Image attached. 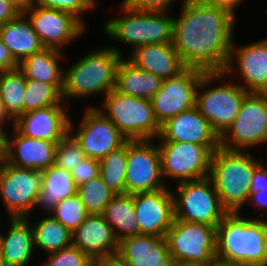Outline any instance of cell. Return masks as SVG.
Returning <instances> with one entry per match:
<instances>
[{"label": "cell", "mask_w": 267, "mask_h": 266, "mask_svg": "<svg viewBox=\"0 0 267 266\" xmlns=\"http://www.w3.org/2000/svg\"><path fill=\"white\" fill-rule=\"evenodd\" d=\"M246 266H267V264H265V265H246Z\"/></svg>", "instance_id": "11a10c76"}, {"label": "cell", "mask_w": 267, "mask_h": 266, "mask_svg": "<svg viewBox=\"0 0 267 266\" xmlns=\"http://www.w3.org/2000/svg\"><path fill=\"white\" fill-rule=\"evenodd\" d=\"M264 160L249 151L217 148L211 158L210 174L222 206L228 212H241L250 197L255 169Z\"/></svg>", "instance_id": "277c9868"}, {"label": "cell", "mask_w": 267, "mask_h": 266, "mask_svg": "<svg viewBox=\"0 0 267 266\" xmlns=\"http://www.w3.org/2000/svg\"><path fill=\"white\" fill-rule=\"evenodd\" d=\"M228 212L216 227V259L235 266L267 264V219Z\"/></svg>", "instance_id": "7a4b0ae2"}, {"label": "cell", "mask_w": 267, "mask_h": 266, "mask_svg": "<svg viewBox=\"0 0 267 266\" xmlns=\"http://www.w3.org/2000/svg\"><path fill=\"white\" fill-rule=\"evenodd\" d=\"M235 42L234 38L224 73L248 92L267 93V38L242 45Z\"/></svg>", "instance_id": "e0dca14e"}, {"label": "cell", "mask_w": 267, "mask_h": 266, "mask_svg": "<svg viewBox=\"0 0 267 266\" xmlns=\"http://www.w3.org/2000/svg\"><path fill=\"white\" fill-rule=\"evenodd\" d=\"M6 2H11L21 13L26 5L21 0H1Z\"/></svg>", "instance_id": "f907efd6"}, {"label": "cell", "mask_w": 267, "mask_h": 266, "mask_svg": "<svg viewBox=\"0 0 267 266\" xmlns=\"http://www.w3.org/2000/svg\"><path fill=\"white\" fill-rule=\"evenodd\" d=\"M24 113L53 105H67L61 92L53 85L34 79H26Z\"/></svg>", "instance_id": "836d02e7"}, {"label": "cell", "mask_w": 267, "mask_h": 266, "mask_svg": "<svg viewBox=\"0 0 267 266\" xmlns=\"http://www.w3.org/2000/svg\"><path fill=\"white\" fill-rule=\"evenodd\" d=\"M166 240L173 264L206 266L216 260V227L174 219Z\"/></svg>", "instance_id": "ba28073f"}, {"label": "cell", "mask_w": 267, "mask_h": 266, "mask_svg": "<svg viewBox=\"0 0 267 266\" xmlns=\"http://www.w3.org/2000/svg\"><path fill=\"white\" fill-rule=\"evenodd\" d=\"M174 17L173 46L185 67L225 72L234 40L236 16L200 0H188Z\"/></svg>", "instance_id": "6da1fadb"}, {"label": "cell", "mask_w": 267, "mask_h": 266, "mask_svg": "<svg viewBox=\"0 0 267 266\" xmlns=\"http://www.w3.org/2000/svg\"><path fill=\"white\" fill-rule=\"evenodd\" d=\"M85 157L76 138L68 132L57 143L54 164L71 172Z\"/></svg>", "instance_id": "8d00e7d4"}, {"label": "cell", "mask_w": 267, "mask_h": 266, "mask_svg": "<svg viewBox=\"0 0 267 266\" xmlns=\"http://www.w3.org/2000/svg\"><path fill=\"white\" fill-rule=\"evenodd\" d=\"M172 186L153 192L133 194L139 235L166 237L174 220Z\"/></svg>", "instance_id": "ac0fdd59"}, {"label": "cell", "mask_w": 267, "mask_h": 266, "mask_svg": "<svg viewBox=\"0 0 267 266\" xmlns=\"http://www.w3.org/2000/svg\"><path fill=\"white\" fill-rule=\"evenodd\" d=\"M250 205H252L254 208H259L261 210H263L264 213H260L258 216H262L263 219V214L264 217L266 216L265 214L267 213V192L264 191H258V192H254V193H250V197L248 202Z\"/></svg>", "instance_id": "f6af8a7d"}, {"label": "cell", "mask_w": 267, "mask_h": 266, "mask_svg": "<svg viewBox=\"0 0 267 266\" xmlns=\"http://www.w3.org/2000/svg\"><path fill=\"white\" fill-rule=\"evenodd\" d=\"M26 78L18 67L0 71V99L8 117L14 122L24 113Z\"/></svg>", "instance_id": "1f68e13d"}, {"label": "cell", "mask_w": 267, "mask_h": 266, "mask_svg": "<svg viewBox=\"0 0 267 266\" xmlns=\"http://www.w3.org/2000/svg\"><path fill=\"white\" fill-rule=\"evenodd\" d=\"M42 189V171L5 164L0 169V199L7 218H27L34 213Z\"/></svg>", "instance_id": "5bb4252c"}, {"label": "cell", "mask_w": 267, "mask_h": 266, "mask_svg": "<svg viewBox=\"0 0 267 266\" xmlns=\"http://www.w3.org/2000/svg\"><path fill=\"white\" fill-rule=\"evenodd\" d=\"M0 266H6L3 258V253L1 249V243H0Z\"/></svg>", "instance_id": "f5cc1de1"}, {"label": "cell", "mask_w": 267, "mask_h": 266, "mask_svg": "<svg viewBox=\"0 0 267 266\" xmlns=\"http://www.w3.org/2000/svg\"><path fill=\"white\" fill-rule=\"evenodd\" d=\"M20 13L11 2L0 0V25L15 19Z\"/></svg>", "instance_id": "ee69618b"}, {"label": "cell", "mask_w": 267, "mask_h": 266, "mask_svg": "<svg viewBox=\"0 0 267 266\" xmlns=\"http://www.w3.org/2000/svg\"><path fill=\"white\" fill-rule=\"evenodd\" d=\"M23 13L29 19L44 48L62 51L70 42L73 43L82 37L86 30L76 17L58 9L28 4Z\"/></svg>", "instance_id": "9a60e30c"}, {"label": "cell", "mask_w": 267, "mask_h": 266, "mask_svg": "<svg viewBox=\"0 0 267 266\" xmlns=\"http://www.w3.org/2000/svg\"><path fill=\"white\" fill-rule=\"evenodd\" d=\"M175 189L174 219L217 227L228 213L209 176L177 183Z\"/></svg>", "instance_id": "9c48e42d"}, {"label": "cell", "mask_w": 267, "mask_h": 266, "mask_svg": "<svg viewBox=\"0 0 267 266\" xmlns=\"http://www.w3.org/2000/svg\"><path fill=\"white\" fill-rule=\"evenodd\" d=\"M119 47L108 45L90 51L64 69L62 100L83 99L99 95L103 98L115 88L116 71L124 53Z\"/></svg>", "instance_id": "3957f363"}, {"label": "cell", "mask_w": 267, "mask_h": 266, "mask_svg": "<svg viewBox=\"0 0 267 266\" xmlns=\"http://www.w3.org/2000/svg\"><path fill=\"white\" fill-rule=\"evenodd\" d=\"M127 142L99 160V176L115 194H126Z\"/></svg>", "instance_id": "d6a6232c"}, {"label": "cell", "mask_w": 267, "mask_h": 266, "mask_svg": "<svg viewBox=\"0 0 267 266\" xmlns=\"http://www.w3.org/2000/svg\"><path fill=\"white\" fill-rule=\"evenodd\" d=\"M156 141L220 145V137L196 106L168 119L161 125Z\"/></svg>", "instance_id": "ffe728a7"}, {"label": "cell", "mask_w": 267, "mask_h": 266, "mask_svg": "<svg viewBox=\"0 0 267 266\" xmlns=\"http://www.w3.org/2000/svg\"><path fill=\"white\" fill-rule=\"evenodd\" d=\"M206 72L186 67L178 75L164 79L160 89L151 98L157 122L168 119L196 106L199 82Z\"/></svg>", "instance_id": "2e32d148"}, {"label": "cell", "mask_w": 267, "mask_h": 266, "mask_svg": "<svg viewBox=\"0 0 267 266\" xmlns=\"http://www.w3.org/2000/svg\"><path fill=\"white\" fill-rule=\"evenodd\" d=\"M0 38L19 64L44 48L23 12L15 19L0 25Z\"/></svg>", "instance_id": "4316f807"}, {"label": "cell", "mask_w": 267, "mask_h": 266, "mask_svg": "<svg viewBox=\"0 0 267 266\" xmlns=\"http://www.w3.org/2000/svg\"><path fill=\"white\" fill-rule=\"evenodd\" d=\"M121 15L102 25V32L113 41L133 50L148 44L173 43L174 16L167 12H139L120 3Z\"/></svg>", "instance_id": "5b68a950"}, {"label": "cell", "mask_w": 267, "mask_h": 266, "mask_svg": "<svg viewBox=\"0 0 267 266\" xmlns=\"http://www.w3.org/2000/svg\"><path fill=\"white\" fill-rule=\"evenodd\" d=\"M126 58L123 55L117 66L115 89L129 96L151 100L160 89L163 80Z\"/></svg>", "instance_id": "484cf974"}, {"label": "cell", "mask_w": 267, "mask_h": 266, "mask_svg": "<svg viewBox=\"0 0 267 266\" xmlns=\"http://www.w3.org/2000/svg\"><path fill=\"white\" fill-rule=\"evenodd\" d=\"M100 110L127 140L157 139L161 125L157 122L151 100L141 99L112 89L102 100Z\"/></svg>", "instance_id": "52a82bcc"}, {"label": "cell", "mask_w": 267, "mask_h": 266, "mask_svg": "<svg viewBox=\"0 0 267 266\" xmlns=\"http://www.w3.org/2000/svg\"><path fill=\"white\" fill-rule=\"evenodd\" d=\"M45 216L35 223L31 216L26 218L32 227L35 251L41 250L47 255L71 246L72 233L50 214Z\"/></svg>", "instance_id": "4dcf8cb0"}, {"label": "cell", "mask_w": 267, "mask_h": 266, "mask_svg": "<svg viewBox=\"0 0 267 266\" xmlns=\"http://www.w3.org/2000/svg\"><path fill=\"white\" fill-rule=\"evenodd\" d=\"M9 122L12 123V125H10L12 127L13 126V121L5 113V110L3 108L2 101L0 99V128L1 129H7L6 125L9 126L8 125Z\"/></svg>", "instance_id": "681fc988"}, {"label": "cell", "mask_w": 267, "mask_h": 266, "mask_svg": "<svg viewBox=\"0 0 267 266\" xmlns=\"http://www.w3.org/2000/svg\"><path fill=\"white\" fill-rule=\"evenodd\" d=\"M72 245L94 260L116 255L119 241L102 215L90 214L72 232Z\"/></svg>", "instance_id": "7402d4cb"}, {"label": "cell", "mask_w": 267, "mask_h": 266, "mask_svg": "<svg viewBox=\"0 0 267 266\" xmlns=\"http://www.w3.org/2000/svg\"><path fill=\"white\" fill-rule=\"evenodd\" d=\"M46 257L48 259H46ZM40 266H92L93 260L73 245L47 254Z\"/></svg>", "instance_id": "74e56055"}, {"label": "cell", "mask_w": 267, "mask_h": 266, "mask_svg": "<svg viewBox=\"0 0 267 266\" xmlns=\"http://www.w3.org/2000/svg\"><path fill=\"white\" fill-rule=\"evenodd\" d=\"M206 266H235V265L225 263V262H222L216 259L211 264L206 265Z\"/></svg>", "instance_id": "816d5d0a"}, {"label": "cell", "mask_w": 267, "mask_h": 266, "mask_svg": "<svg viewBox=\"0 0 267 266\" xmlns=\"http://www.w3.org/2000/svg\"><path fill=\"white\" fill-rule=\"evenodd\" d=\"M161 155L162 176L180 183L208 177L213 152L220 145L157 141Z\"/></svg>", "instance_id": "8fae6325"}, {"label": "cell", "mask_w": 267, "mask_h": 266, "mask_svg": "<svg viewBox=\"0 0 267 266\" xmlns=\"http://www.w3.org/2000/svg\"><path fill=\"white\" fill-rule=\"evenodd\" d=\"M215 83L217 86H213ZM248 93L224 72L205 73L197 89L196 107L221 137L232 125Z\"/></svg>", "instance_id": "8992f818"}, {"label": "cell", "mask_w": 267, "mask_h": 266, "mask_svg": "<svg viewBox=\"0 0 267 266\" xmlns=\"http://www.w3.org/2000/svg\"><path fill=\"white\" fill-rule=\"evenodd\" d=\"M8 134V164L44 170L54 164L57 143L22 135L14 126Z\"/></svg>", "instance_id": "44dd1931"}, {"label": "cell", "mask_w": 267, "mask_h": 266, "mask_svg": "<svg viewBox=\"0 0 267 266\" xmlns=\"http://www.w3.org/2000/svg\"><path fill=\"white\" fill-rule=\"evenodd\" d=\"M8 232H0L6 266H30L35 253L33 231L26 218H8Z\"/></svg>", "instance_id": "d4e9b609"}, {"label": "cell", "mask_w": 267, "mask_h": 266, "mask_svg": "<svg viewBox=\"0 0 267 266\" xmlns=\"http://www.w3.org/2000/svg\"><path fill=\"white\" fill-rule=\"evenodd\" d=\"M19 67V63L14 59L10 49L0 38V71L12 70Z\"/></svg>", "instance_id": "7bdbcfd3"}, {"label": "cell", "mask_w": 267, "mask_h": 266, "mask_svg": "<svg viewBox=\"0 0 267 266\" xmlns=\"http://www.w3.org/2000/svg\"><path fill=\"white\" fill-rule=\"evenodd\" d=\"M128 266H172L166 237L136 235L119 241L117 253Z\"/></svg>", "instance_id": "603a6c76"}, {"label": "cell", "mask_w": 267, "mask_h": 266, "mask_svg": "<svg viewBox=\"0 0 267 266\" xmlns=\"http://www.w3.org/2000/svg\"><path fill=\"white\" fill-rule=\"evenodd\" d=\"M176 0H122L130 9L139 12H170ZM188 0H182L181 5Z\"/></svg>", "instance_id": "60d3db41"}, {"label": "cell", "mask_w": 267, "mask_h": 266, "mask_svg": "<svg viewBox=\"0 0 267 266\" xmlns=\"http://www.w3.org/2000/svg\"><path fill=\"white\" fill-rule=\"evenodd\" d=\"M49 214L71 233L90 215L78 194L59 201Z\"/></svg>", "instance_id": "d590c367"}, {"label": "cell", "mask_w": 267, "mask_h": 266, "mask_svg": "<svg viewBox=\"0 0 267 266\" xmlns=\"http://www.w3.org/2000/svg\"><path fill=\"white\" fill-rule=\"evenodd\" d=\"M267 145V93L249 92L232 125L220 137V147L249 151Z\"/></svg>", "instance_id": "30bf717a"}, {"label": "cell", "mask_w": 267, "mask_h": 266, "mask_svg": "<svg viewBox=\"0 0 267 266\" xmlns=\"http://www.w3.org/2000/svg\"><path fill=\"white\" fill-rule=\"evenodd\" d=\"M85 107L78 125L70 117L69 132L76 138L86 157L101 160L128 140L96 105Z\"/></svg>", "instance_id": "7c38bea8"}, {"label": "cell", "mask_w": 267, "mask_h": 266, "mask_svg": "<svg viewBox=\"0 0 267 266\" xmlns=\"http://www.w3.org/2000/svg\"><path fill=\"white\" fill-rule=\"evenodd\" d=\"M8 133L0 128V169L8 162Z\"/></svg>", "instance_id": "c3c4849f"}, {"label": "cell", "mask_w": 267, "mask_h": 266, "mask_svg": "<svg viewBox=\"0 0 267 266\" xmlns=\"http://www.w3.org/2000/svg\"><path fill=\"white\" fill-rule=\"evenodd\" d=\"M92 266H128L127 263L118 255L105 256L94 259Z\"/></svg>", "instance_id": "bcb514c9"}, {"label": "cell", "mask_w": 267, "mask_h": 266, "mask_svg": "<svg viewBox=\"0 0 267 266\" xmlns=\"http://www.w3.org/2000/svg\"><path fill=\"white\" fill-rule=\"evenodd\" d=\"M266 162H262L253 174L250 192L264 191L267 192V165ZM266 166V167H265Z\"/></svg>", "instance_id": "b9f144b4"}, {"label": "cell", "mask_w": 267, "mask_h": 266, "mask_svg": "<svg viewBox=\"0 0 267 266\" xmlns=\"http://www.w3.org/2000/svg\"><path fill=\"white\" fill-rule=\"evenodd\" d=\"M172 266H187V265L173 264Z\"/></svg>", "instance_id": "9f6ffc18"}, {"label": "cell", "mask_w": 267, "mask_h": 266, "mask_svg": "<svg viewBox=\"0 0 267 266\" xmlns=\"http://www.w3.org/2000/svg\"><path fill=\"white\" fill-rule=\"evenodd\" d=\"M130 52L128 58L134 64L162 80L176 76L186 68L173 43L143 45Z\"/></svg>", "instance_id": "cb8c5ba5"}, {"label": "cell", "mask_w": 267, "mask_h": 266, "mask_svg": "<svg viewBox=\"0 0 267 266\" xmlns=\"http://www.w3.org/2000/svg\"><path fill=\"white\" fill-rule=\"evenodd\" d=\"M77 189L71 172L53 164L42 170V189L35 209L39 207L41 213L49 214L59 201L76 195Z\"/></svg>", "instance_id": "f1b7e54d"}, {"label": "cell", "mask_w": 267, "mask_h": 266, "mask_svg": "<svg viewBox=\"0 0 267 266\" xmlns=\"http://www.w3.org/2000/svg\"><path fill=\"white\" fill-rule=\"evenodd\" d=\"M102 216L114 230L118 241L139 235L133 194H115L105 207Z\"/></svg>", "instance_id": "f546056e"}, {"label": "cell", "mask_w": 267, "mask_h": 266, "mask_svg": "<svg viewBox=\"0 0 267 266\" xmlns=\"http://www.w3.org/2000/svg\"><path fill=\"white\" fill-rule=\"evenodd\" d=\"M77 194L80 196L87 212L95 215H102L109 201L115 196V193L99 175L79 185Z\"/></svg>", "instance_id": "e575fe53"}, {"label": "cell", "mask_w": 267, "mask_h": 266, "mask_svg": "<svg viewBox=\"0 0 267 266\" xmlns=\"http://www.w3.org/2000/svg\"><path fill=\"white\" fill-rule=\"evenodd\" d=\"M125 187L126 194L168 187L162 176L161 155L155 139L127 141Z\"/></svg>", "instance_id": "4fadbf2b"}, {"label": "cell", "mask_w": 267, "mask_h": 266, "mask_svg": "<svg viewBox=\"0 0 267 266\" xmlns=\"http://www.w3.org/2000/svg\"><path fill=\"white\" fill-rule=\"evenodd\" d=\"M209 5L225 8L237 16L236 8L245 0H200ZM237 6V7H236Z\"/></svg>", "instance_id": "7dc6e473"}, {"label": "cell", "mask_w": 267, "mask_h": 266, "mask_svg": "<svg viewBox=\"0 0 267 266\" xmlns=\"http://www.w3.org/2000/svg\"><path fill=\"white\" fill-rule=\"evenodd\" d=\"M63 53L64 50L58 51L52 48H43L41 51L25 58L19 64V68L24 73L26 79L53 84L61 92L64 75V68L60 66L63 64L61 59L67 58Z\"/></svg>", "instance_id": "83f0119b"}, {"label": "cell", "mask_w": 267, "mask_h": 266, "mask_svg": "<svg viewBox=\"0 0 267 266\" xmlns=\"http://www.w3.org/2000/svg\"><path fill=\"white\" fill-rule=\"evenodd\" d=\"M32 4L70 13L84 26L86 25V22L84 21V18H82L83 15L86 12L95 9V6H97V3L94 0H35Z\"/></svg>", "instance_id": "f35d334b"}, {"label": "cell", "mask_w": 267, "mask_h": 266, "mask_svg": "<svg viewBox=\"0 0 267 266\" xmlns=\"http://www.w3.org/2000/svg\"><path fill=\"white\" fill-rule=\"evenodd\" d=\"M77 187L99 175V160L85 157L71 171Z\"/></svg>", "instance_id": "ab89813d"}, {"label": "cell", "mask_w": 267, "mask_h": 266, "mask_svg": "<svg viewBox=\"0 0 267 266\" xmlns=\"http://www.w3.org/2000/svg\"><path fill=\"white\" fill-rule=\"evenodd\" d=\"M70 107L53 105L28 111L13 126L24 136L58 143L69 132Z\"/></svg>", "instance_id": "d6986e66"}, {"label": "cell", "mask_w": 267, "mask_h": 266, "mask_svg": "<svg viewBox=\"0 0 267 266\" xmlns=\"http://www.w3.org/2000/svg\"><path fill=\"white\" fill-rule=\"evenodd\" d=\"M25 5L32 4L35 0H21Z\"/></svg>", "instance_id": "db71d44e"}]
</instances>
